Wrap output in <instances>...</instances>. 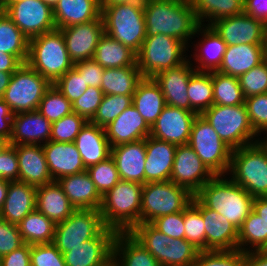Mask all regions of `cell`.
<instances>
[{
  "label": "cell",
  "mask_w": 267,
  "mask_h": 266,
  "mask_svg": "<svg viewBox=\"0 0 267 266\" xmlns=\"http://www.w3.org/2000/svg\"><path fill=\"white\" fill-rule=\"evenodd\" d=\"M143 185L120 180L102 196L100 213L105 225L116 232H129L140 224Z\"/></svg>",
  "instance_id": "cell-3"
},
{
  "label": "cell",
  "mask_w": 267,
  "mask_h": 266,
  "mask_svg": "<svg viewBox=\"0 0 267 266\" xmlns=\"http://www.w3.org/2000/svg\"><path fill=\"white\" fill-rule=\"evenodd\" d=\"M57 182L75 209H100L102 195L87 171L63 176Z\"/></svg>",
  "instance_id": "cell-28"
},
{
  "label": "cell",
  "mask_w": 267,
  "mask_h": 266,
  "mask_svg": "<svg viewBox=\"0 0 267 266\" xmlns=\"http://www.w3.org/2000/svg\"><path fill=\"white\" fill-rule=\"evenodd\" d=\"M137 65L104 69L101 90L104 95H133L142 79Z\"/></svg>",
  "instance_id": "cell-37"
},
{
  "label": "cell",
  "mask_w": 267,
  "mask_h": 266,
  "mask_svg": "<svg viewBox=\"0 0 267 266\" xmlns=\"http://www.w3.org/2000/svg\"><path fill=\"white\" fill-rule=\"evenodd\" d=\"M132 104V95H104L90 122L104 128Z\"/></svg>",
  "instance_id": "cell-46"
},
{
  "label": "cell",
  "mask_w": 267,
  "mask_h": 266,
  "mask_svg": "<svg viewBox=\"0 0 267 266\" xmlns=\"http://www.w3.org/2000/svg\"><path fill=\"white\" fill-rule=\"evenodd\" d=\"M108 266H115V265L113 264V262H111Z\"/></svg>",
  "instance_id": "cell-75"
},
{
  "label": "cell",
  "mask_w": 267,
  "mask_h": 266,
  "mask_svg": "<svg viewBox=\"0 0 267 266\" xmlns=\"http://www.w3.org/2000/svg\"><path fill=\"white\" fill-rule=\"evenodd\" d=\"M199 250L185 239H171L164 250V266H193Z\"/></svg>",
  "instance_id": "cell-48"
},
{
  "label": "cell",
  "mask_w": 267,
  "mask_h": 266,
  "mask_svg": "<svg viewBox=\"0 0 267 266\" xmlns=\"http://www.w3.org/2000/svg\"><path fill=\"white\" fill-rule=\"evenodd\" d=\"M244 13L267 26V0H244Z\"/></svg>",
  "instance_id": "cell-63"
},
{
  "label": "cell",
  "mask_w": 267,
  "mask_h": 266,
  "mask_svg": "<svg viewBox=\"0 0 267 266\" xmlns=\"http://www.w3.org/2000/svg\"><path fill=\"white\" fill-rule=\"evenodd\" d=\"M104 33L136 54L146 38L144 1L101 4Z\"/></svg>",
  "instance_id": "cell-4"
},
{
  "label": "cell",
  "mask_w": 267,
  "mask_h": 266,
  "mask_svg": "<svg viewBox=\"0 0 267 266\" xmlns=\"http://www.w3.org/2000/svg\"><path fill=\"white\" fill-rule=\"evenodd\" d=\"M134 1H144V0H101V4L130 3Z\"/></svg>",
  "instance_id": "cell-69"
},
{
  "label": "cell",
  "mask_w": 267,
  "mask_h": 266,
  "mask_svg": "<svg viewBox=\"0 0 267 266\" xmlns=\"http://www.w3.org/2000/svg\"><path fill=\"white\" fill-rule=\"evenodd\" d=\"M266 58L265 45L240 44L226 46L220 73L239 78Z\"/></svg>",
  "instance_id": "cell-31"
},
{
  "label": "cell",
  "mask_w": 267,
  "mask_h": 266,
  "mask_svg": "<svg viewBox=\"0 0 267 266\" xmlns=\"http://www.w3.org/2000/svg\"><path fill=\"white\" fill-rule=\"evenodd\" d=\"M188 48L185 43L172 36H146L136 56L137 67L142 77L153 78L161 71L185 63L189 59L186 53Z\"/></svg>",
  "instance_id": "cell-8"
},
{
  "label": "cell",
  "mask_w": 267,
  "mask_h": 266,
  "mask_svg": "<svg viewBox=\"0 0 267 266\" xmlns=\"http://www.w3.org/2000/svg\"><path fill=\"white\" fill-rule=\"evenodd\" d=\"M36 209L55 224L65 221L76 210L57 181L36 188Z\"/></svg>",
  "instance_id": "cell-33"
},
{
  "label": "cell",
  "mask_w": 267,
  "mask_h": 266,
  "mask_svg": "<svg viewBox=\"0 0 267 266\" xmlns=\"http://www.w3.org/2000/svg\"><path fill=\"white\" fill-rule=\"evenodd\" d=\"M0 178L10 182L19 181L18 157L12 145H8L0 154Z\"/></svg>",
  "instance_id": "cell-59"
},
{
  "label": "cell",
  "mask_w": 267,
  "mask_h": 266,
  "mask_svg": "<svg viewBox=\"0 0 267 266\" xmlns=\"http://www.w3.org/2000/svg\"><path fill=\"white\" fill-rule=\"evenodd\" d=\"M253 211L267 223V196L254 198Z\"/></svg>",
  "instance_id": "cell-66"
},
{
  "label": "cell",
  "mask_w": 267,
  "mask_h": 266,
  "mask_svg": "<svg viewBox=\"0 0 267 266\" xmlns=\"http://www.w3.org/2000/svg\"><path fill=\"white\" fill-rule=\"evenodd\" d=\"M41 1L54 8V6L57 4L59 0H41Z\"/></svg>",
  "instance_id": "cell-71"
},
{
  "label": "cell",
  "mask_w": 267,
  "mask_h": 266,
  "mask_svg": "<svg viewBox=\"0 0 267 266\" xmlns=\"http://www.w3.org/2000/svg\"><path fill=\"white\" fill-rule=\"evenodd\" d=\"M201 115L232 150L262 140V136L259 137L250 123L245 104L237 106L213 104Z\"/></svg>",
  "instance_id": "cell-7"
},
{
  "label": "cell",
  "mask_w": 267,
  "mask_h": 266,
  "mask_svg": "<svg viewBox=\"0 0 267 266\" xmlns=\"http://www.w3.org/2000/svg\"><path fill=\"white\" fill-rule=\"evenodd\" d=\"M262 141L267 145V134H266V137L262 138Z\"/></svg>",
  "instance_id": "cell-73"
},
{
  "label": "cell",
  "mask_w": 267,
  "mask_h": 266,
  "mask_svg": "<svg viewBox=\"0 0 267 266\" xmlns=\"http://www.w3.org/2000/svg\"><path fill=\"white\" fill-rule=\"evenodd\" d=\"M52 123L39 111L14 114L9 145H43L50 141Z\"/></svg>",
  "instance_id": "cell-20"
},
{
  "label": "cell",
  "mask_w": 267,
  "mask_h": 266,
  "mask_svg": "<svg viewBox=\"0 0 267 266\" xmlns=\"http://www.w3.org/2000/svg\"><path fill=\"white\" fill-rule=\"evenodd\" d=\"M244 266H267V251L259 250L245 253Z\"/></svg>",
  "instance_id": "cell-65"
},
{
  "label": "cell",
  "mask_w": 267,
  "mask_h": 266,
  "mask_svg": "<svg viewBox=\"0 0 267 266\" xmlns=\"http://www.w3.org/2000/svg\"><path fill=\"white\" fill-rule=\"evenodd\" d=\"M265 55H266V59H267V41H266V44H265Z\"/></svg>",
  "instance_id": "cell-74"
},
{
  "label": "cell",
  "mask_w": 267,
  "mask_h": 266,
  "mask_svg": "<svg viewBox=\"0 0 267 266\" xmlns=\"http://www.w3.org/2000/svg\"><path fill=\"white\" fill-rule=\"evenodd\" d=\"M87 121L77 113L72 112L52 123L51 141L74 142L81 128Z\"/></svg>",
  "instance_id": "cell-51"
},
{
  "label": "cell",
  "mask_w": 267,
  "mask_h": 266,
  "mask_svg": "<svg viewBox=\"0 0 267 266\" xmlns=\"http://www.w3.org/2000/svg\"><path fill=\"white\" fill-rule=\"evenodd\" d=\"M71 103L82 96L88 86L73 67L53 84Z\"/></svg>",
  "instance_id": "cell-55"
},
{
  "label": "cell",
  "mask_w": 267,
  "mask_h": 266,
  "mask_svg": "<svg viewBox=\"0 0 267 266\" xmlns=\"http://www.w3.org/2000/svg\"><path fill=\"white\" fill-rule=\"evenodd\" d=\"M36 188L20 181L10 182L4 205L0 210V218L9 223L19 224L36 209Z\"/></svg>",
  "instance_id": "cell-30"
},
{
  "label": "cell",
  "mask_w": 267,
  "mask_h": 266,
  "mask_svg": "<svg viewBox=\"0 0 267 266\" xmlns=\"http://www.w3.org/2000/svg\"><path fill=\"white\" fill-rule=\"evenodd\" d=\"M12 75L13 73H6L0 71V98L4 97L5 90L7 89L8 84L10 83Z\"/></svg>",
  "instance_id": "cell-67"
},
{
  "label": "cell",
  "mask_w": 267,
  "mask_h": 266,
  "mask_svg": "<svg viewBox=\"0 0 267 266\" xmlns=\"http://www.w3.org/2000/svg\"><path fill=\"white\" fill-rule=\"evenodd\" d=\"M227 176L253 198L267 196V145L260 140L232 150Z\"/></svg>",
  "instance_id": "cell-6"
},
{
  "label": "cell",
  "mask_w": 267,
  "mask_h": 266,
  "mask_svg": "<svg viewBox=\"0 0 267 266\" xmlns=\"http://www.w3.org/2000/svg\"><path fill=\"white\" fill-rule=\"evenodd\" d=\"M146 36H172L189 48L200 23L190 0H144ZM190 45V46H189Z\"/></svg>",
  "instance_id": "cell-1"
},
{
  "label": "cell",
  "mask_w": 267,
  "mask_h": 266,
  "mask_svg": "<svg viewBox=\"0 0 267 266\" xmlns=\"http://www.w3.org/2000/svg\"><path fill=\"white\" fill-rule=\"evenodd\" d=\"M245 105L254 131L267 134V93L245 98Z\"/></svg>",
  "instance_id": "cell-53"
},
{
  "label": "cell",
  "mask_w": 267,
  "mask_h": 266,
  "mask_svg": "<svg viewBox=\"0 0 267 266\" xmlns=\"http://www.w3.org/2000/svg\"><path fill=\"white\" fill-rule=\"evenodd\" d=\"M120 180L145 184V139L111 147Z\"/></svg>",
  "instance_id": "cell-25"
},
{
  "label": "cell",
  "mask_w": 267,
  "mask_h": 266,
  "mask_svg": "<svg viewBox=\"0 0 267 266\" xmlns=\"http://www.w3.org/2000/svg\"><path fill=\"white\" fill-rule=\"evenodd\" d=\"M31 245L24 243L19 248L0 258V266H31Z\"/></svg>",
  "instance_id": "cell-61"
},
{
  "label": "cell",
  "mask_w": 267,
  "mask_h": 266,
  "mask_svg": "<svg viewBox=\"0 0 267 266\" xmlns=\"http://www.w3.org/2000/svg\"><path fill=\"white\" fill-rule=\"evenodd\" d=\"M112 262L115 266H161L129 232L116 233Z\"/></svg>",
  "instance_id": "cell-34"
},
{
  "label": "cell",
  "mask_w": 267,
  "mask_h": 266,
  "mask_svg": "<svg viewBox=\"0 0 267 266\" xmlns=\"http://www.w3.org/2000/svg\"><path fill=\"white\" fill-rule=\"evenodd\" d=\"M215 175L188 145H178L175 151L170 181L195 195Z\"/></svg>",
  "instance_id": "cell-15"
},
{
  "label": "cell",
  "mask_w": 267,
  "mask_h": 266,
  "mask_svg": "<svg viewBox=\"0 0 267 266\" xmlns=\"http://www.w3.org/2000/svg\"><path fill=\"white\" fill-rule=\"evenodd\" d=\"M73 67L83 77L88 87H101L104 68L94 59L77 62Z\"/></svg>",
  "instance_id": "cell-60"
},
{
  "label": "cell",
  "mask_w": 267,
  "mask_h": 266,
  "mask_svg": "<svg viewBox=\"0 0 267 266\" xmlns=\"http://www.w3.org/2000/svg\"><path fill=\"white\" fill-rule=\"evenodd\" d=\"M194 195L174 182H150L143 184L140 224L152 223L156 218L184 211Z\"/></svg>",
  "instance_id": "cell-9"
},
{
  "label": "cell",
  "mask_w": 267,
  "mask_h": 266,
  "mask_svg": "<svg viewBox=\"0 0 267 266\" xmlns=\"http://www.w3.org/2000/svg\"><path fill=\"white\" fill-rule=\"evenodd\" d=\"M188 145L214 175L228 174L232 149L202 115H197L194 120Z\"/></svg>",
  "instance_id": "cell-10"
},
{
  "label": "cell",
  "mask_w": 267,
  "mask_h": 266,
  "mask_svg": "<svg viewBox=\"0 0 267 266\" xmlns=\"http://www.w3.org/2000/svg\"><path fill=\"white\" fill-rule=\"evenodd\" d=\"M238 79L245 98L267 93V59L265 58Z\"/></svg>",
  "instance_id": "cell-50"
},
{
  "label": "cell",
  "mask_w": 267,
  "mask_h": 266,
  "mask_svg": "<svg viewBox=\"0 0 267 266\" xmlns=\"http://www.w3.org/2000/svg\"><path fill=\"white\" fill-rule=\"evenodd\" d=\"M26 63L51 84L71 70L74 63L70 60L62 31L55 29L30 39Z\"/></svg>",
  "instance_id": "cell-5"
},
{
  "label": "cell",
  "mask_w": 267,
  "mask_h": 266,
  "mask_svg": "<svg viewBox=\"0 0 267 266\" xmlns=\"http://www.w3.org/2000/svg\"><path fill=\"white\" fill-rule=\"evenodd\" d=\"M201 215L204 220L206 251L237 250L238 229L217 211L201 203Z\"/></svg>",
  "instance_id": "cell-24"
},
{
  "label": "cell",
  "mask_w": 267,
  "mask_h": 266,
  "mask_svg": "<svg viewBox=\"0 0 267 266\" xmlns=\"http://www.w3.org/2000/svg\"><path fill=\"white\" fill-rule=\"evenodd\" d=\"M51 85L41 74L23 63L13 73L3 100L14 114L35 111Z\"/></svg>",
  "instance_id": "cell-11"
},
{
  "label": "cell",
  "mask_w": 267,
  "mask_h": 266,
  "mask_svg": "<svg viewBox=\"0 0 267 266\" xmlns=\"http://www.w3.org/2000/svg\"><path fill=\"white\" fill-rule=\"evenodd\" d=\"M103 96L101 88L89 86L84 94L72 103V110L86 121H91L101 104Z\"/></svg>",
  "instance_id": "cell-54"
},
{
  "label": "cell",
  "mask_w": 267,
  "mask_h": 266,
  "mask_svg": "<svg viewBox=\"0 0 267 266\" xmlns=\"http://www.w3.org/2000/svg\"><path fill=\"white\" fill-rule=\"evenodd\" d=\"M195 72V68L190 59H188L185 63L175 68L161 71L153 77L162 90L166 105L190 111L187 89L189 79Z\"/></svg>",
  "instance_id": "cell-19"
},
{
  "label": "cell",
  "mask_w": 267,
  "mask_h": 266,
  "mask_svg": "<svg viewBox=\"0 0 267 266\" xmlns=\"http://www.w3.org/2000/svg\"><path fill=\"white\" fill-rule=\"evenodd\" d=\"M29 40L0 8V52L14 55L22 64L28 58Z\"/></svg>",
  "instance_id": "cell-41"
},
{
  "label": "cell",
  "mask_w": 267,
  "mask_h": 266,
  "mask_svg": "<svg viewBox=\"0 0 267 266\" xmlns=\"http://www.w3.org/2000/svg\"><path fill=\"white\" fill-rule=\"evenodd\" d=\"M31 266H66L63 254L53 243L31 245Z\"/></svg>",
  "instance_id": "cell-56"
},
{
  "label": "cell",
  "mask_w": 267,
  "mask_h": 266,
  "mask_svg": "<svg viewBox=\"0 0 267 266\" xmlns=\"http://www.w3.org/2000/svg\"><path fill=\"white\" fill-rule=\"evenodd\" d=\"M177 145L148 136L145 139V184L170 180Z\"/></svg>",
  "instance_id": "cell-26"
},
{
  "label": "cell",
  "mask_w": 267,
  "mask_h": 266,
  "mask_svg": "<svg viewBox=\"0 0 267 266\" xmlns=\"http://www.w3.org/2000/svg\"><path fill=\"white\" fill-rule=\"evenodd\" d=\"M14 113L10 106L0 98V137L10 141Z\"/></svg>",
  "instance_id": "cell-62"
},
{
  "label": "cell",
  "mask_w": 267,
  "mask_h": 266,
  "mask_svg": "<svg viewBox=\"0 0 267 266\" xmlns=\"http://www.w3.org/2000/svg\"><path fill=\"white\" fill-rule=\"evenodd\" d=\"M53 181L87 170L74 142L48 141L42 145Z\"/></svg>",
  "instance_id": "cell-21"
},
{
  "label": "cell",
  "mask_w": 267,
  "mask_h": 266,
  "mask_svg": "<svg viewBox=\"0 0 267 266\" xmlns=\"http://www.w3.org/2000/svg\"><path fill=\"white\" fill-rule=\"evenodd\" d=\"M9 145V141L0 137V154L6 149Z\"/></svg>",
  "instance_id": "cell-70"
},
{
  "label": "cell",
  "mask_w": 267,
  "mask_h": 266,
  "mask_svg": "<svg viewBox=\"0 0 267 266\" xmlns=\"http://www.w3.org/2000/svg\"><path fill=\"white\" fill-rule=\"evenodd\" d=\"M21 65L14 55L0 52V71L14 73Z\"/></svg>",
  "instance_id": "cell-64"
},
{
  "label": "cell",
  "mask_w": 267,
  "mask_h": 266,
  "mask_svg": "<svg viewBox=\"0 0 267 266\" xmlns=\"http://www.w3.org/2000/svg\"><path fill=\"white\" fill-rule=\"evenodd\" d=\"M197 115L195 112L166 105L152 125L150 136L177 146L188 144Z\"/></svg>",
  "instance_id": "cell-16"
},
{
  "label": "cell",
  "mask_w": 267,
  "mask_h": 266,
  "mask_svg": "<svg viewBox=\"0 0 267 266\" xmlns=\"http://www.w3.org/2000/svg\"><path fill=\"white\" fill-rule=\"evenodd\" d=\"M266 248L267 223L252 210L238 229L237 250L247 253L266 250Z\"/></svg>",
  "instance_id": "cell-39"
},
{
  "label": "cell",
  "mask_w": 267,
  "mask_h": 266,
  "mask_svg": "<svg viewBox=\"0 0 267 266\" xmlns=\"http://www.w3.org/2000/svg\"><path fill=\"white\" fill-rule=\"evenodd\" d=\"M0 8L28 40L56 29L53 8L41 0L6 1Z\"/></svg>",
  "instance_id": "cell-13"
},
{
  "label": "cell",
  "mask_w": 267,
  "mask_h": 266,
  "mask_svg": "<svg viewBox=\"0 0 267 266\" xmlns=\"http://www.w3.org/2000/svg\"><path fill=\"white\" fill-rule=\"evenodd\" d=\"M204 220L201 215V202L194 196L184 210V239L199 251H206Z\"/></svg>",
  "instance_id": "cell-45"
},
{
  "label": "cell",
  "mask_w": 267,
  "mask_h": 266,
  "mask_svg": "<svg viewBox=\"0 0 267 266\" xmlns=\"http://www.w3.org/2000/svg\"><path fill=\"white\" fill-rule=\"evenodd\" d=\"M86 171L102 196L120 181L116 163L111 156L98 164L89 166Z\"/></svg>",
  "instance_id": "cell-49"
},
{
  "label": "cell",
  "mask_w": 267,
  "mask_h": 266,
  "mask_svg": "<svg viewBox=\"0 0 267 266\" xmlns=\"http://www.w3.org/2000/svg\"><path fill=\"white\" fill-rule=\"evenodd\" d=\"M194 196L205 207L222 214L237 229L253 210L254 198L227 175H215Z\"/></svg>",
  "instance_id": "cell-2"
},
{
  "label": "cell",
  "mask_w": 267,
  "mask_h": 266,
  "mask_svg": "<svg viewBox=\"0 0 267 266\" xmlns=\"http://www.w3.org/2000/svg\"><path fill=\"white\" fill-rule=\"evenodd\" d=\"M151 224L172 239H184V211L161 216Z\"/></svg>",
  "instance_id": "cell-57"
},
{
  "label": "cell",
  "mask_w": 267,
  "mask_h": 266,
  "mask_svg": "<svg viewBox=\"0 0 267 266\" xmlns=\"http://www.w3.org/2000/svg\"><path fill=\"white\" fill-rule=\"evenodd\" d=\"M132 101L134 107L150 127L166 106L162 90L154 78L143 77L138 82L132 95Z\"/></svg>",
  "instance_id": "cell-35"
},
{
  "label": "cell",
  "mask_w": 267,
  "mask_h": 266,
  "mask_svg": "<svg viewBox=\"0 0 267 266\" xmlns=\"http://www.w3.org/2000/svg\"><path fill=\"white\" fill-rule=\"evenodd\" d=\"M70 60L75 64L92 59L100 37L104 34L102 16L98 19L60 29Z\"/></svg>",
  "instance_id": "cell-17"
},
{
  "label": "cell",
  "mask_w": 267,
  "mask_h": 266,
  "mask_svg": "<svg viewBox=\"0 0 267 266\" xmlns=\"http://www.w3.org/2000/svg\"><path fill=\"white\" fill-rule=\"evenodd\" d=\"M19 181L33 186L53 182L42 145H16Z\"/></svg>",
  "instance_id": "cell-27"
},
{
  "label": "cell",
  "mask_w": 267,
  "mask_h": 266,
  "mask_svg": "<svg viewBox=\"0 0 267 266\" xmlns=\"http://www.w3.org/2000/svg\"><path fill=\"white\" fill-rule=\"evenodd\" d=\"M106 228L100 210L76 209L65 221L56 224L53 244L64 254L98 237Z\"/></svg>",
  "instance_id": "cell-12"
},
{
  "label": "cell",
  "mask_w": 267,
  "mask_h": 266,
  "mask_svg": "<svg viewBox=\"0 0 267 266\" xmlns=\"http://www.w3.org/2000/svg\"><path fill=\"white\" fill-rule=\"evenodd\" d=\"M116 231L107 227L98 237L89 239L63 254L66 266H108L112 262Z\"/></svg>",
  "instance_id": "cell-18"
},
{
  "label": "cell",
  "mask_w": 267,
  "mask_h": 266,
  "mask_svg": "<svg viewBox=\"0 0 267 266\" xmlns=\"http://www.w3.org/2000/svg\"><path fill=\"white\" fill-rule=\"evenodd\" d=\"M210 26L227 46L265 45L267 41V26L245 13L216 20Z\"/></svg>",
  "instance_id": "cell-14"
},
{
  "label": "cell",
  "mask_w": 267,
  "mask_h": 266,
  "mask_svg": "<svg viewBox=\"0 0 267 266\" xmlns=\"http://www.w3.org/2000/svg\"><path fill=\"white\" fill-rule=\"evenodd\" d=\"M136 56L137 54L129 47L104 33L98 41L92 59L99 63L104 69L123 68L137 65Z\"/></svg>",
  "instance_id": "cell-36"
},
{
  "label": "cell",
  "mask_w": 267,
  "mask_h": 266,
  "mask_svg": "<svg viewBox=\"0 0 267 266\" xmlns=\"http://www.w3.org/2000/svg\"><path fill=\"white\" fill-rule=\"evenodd\" d=\"M6 1H21V0H0V7H1Z\"/></svg>",
  "instance_id": "cell-72"
},
{
  "label": "cell",
  "mask_w": 267,
  "mask_h": 266,
  "mask_svg": "<svg viewBox=\"0 0 267 266\" xmlns=\"http://www.w3.org/2000/svg\"><path fill=\"white\" fill-rule=\"evenodd\" d=\"M245 253L231 251H199L193 266H244Z\"/></svg>",
  "instance_id": "cell-52"
},
{
  "label": "cell",
  "mask_w": 267,
  "mask_h": 266,
  "mask_svg": "<svg viewBox=\"0 0 267 266\" xmlns=\"http://www.w3.org/2000/svg\"><path fill=\"white\" fill-rule=\"evenodd\" d=\"M129 233L150 252L161 266H164V250L169 245L171 237L160 232L151 223L137 224Z\"/></svg>",
  "instance_id": "cell-44"
},
{
  "label": "cell",
  "mask_w": 267,
  "mask_h": 266,
  "mask_svg": "<svg viewBox=\"0 0 267 266\" xmlns=\"http://www.w3.org/2000/svg\"><path fill=\"white\" fill-rule=\"evenodd\" d=\"M24 244L18 225L0 218V258Z\"/></svg>",
  "instance_id": "cell-58"
},
{
  "label": "cell",
  "mask_w": 267,
  "mask_h": 266,
  "mask_svg": "<svg viewBox=\"0 0 267 266\" xmlns=\"http://www.w3.org/2000/svg\"><path fill=\"white\" fill-rule=\"evenodd\" d=\"M86 168L111 156V147L105 130L87 121L74 140Z\"/></svg>",
  "instance_id": "cell-29"
},
{
  "label": "cell",
  "mask_w": 267,
  "mask_h": 266,
  "mask_svg": "<svg viewBox=\"0 0 267 266\" xmlns=\"http://www.w3.org/2000/svg\"><path fill=\"white\" fill-rule=\"evenodd\" d=\"M195 34L200 35L201 40L193 44L195 52L189 58L191 60L193 56L195 61H191V64H198L193 65L197 72L217 71L222 64L226 43L210 25L200 24Z\"/></svg>",
  "instance_id": "cell-23"
},
{
  "label": "cell",
  "mask_w": 267,
  "mask_h": 266,
  "mask_svg": "<svg viewBox=\"0 0 267 266\" xmlns=\"http://www.w3.org/2000/svg\"><path fill=\"white\" fill-rule=\"evenodd\" d=\"M18 225L24 243L29 245L53 243L56 224L37 209Z\"/></svg>",
  "instance_id": "cell-38"
},
{
  "label": "cell",
  "mask_w": 267,
  "mask_h": 266,
  "mask_svg": "<svg viewBox=\"0 0 267 266\" xmlns=\"http://www.w3.org/2000/svg\"><path fill=\"white\" fill-rule=\"evenodd\" d=\"M37 111L51 123L73 112L72 103L53 84L45 92Z\"/></svg>",
  "instance_id": "cell-47"
},
{
  "label": "cell",
  "mask_w": 267,
  "mask_h": 266,
  "mask_svg": "<svg viewBox=\"0 0 267 266\" xmlns=\"http://www.w3.org/2000/svg\"><path fill=\"white\" fill-rule=\"evenodd\" d=\"M200 24L244 13V0H190Z\"/></svg>",
  "instance_id": "cell-40"
},
{
  "label": "cell",
  "mask_w": 267,
  "mask_h": 266,
  "mask_svg": "<svg viewBox=\"0 0 267 266\" xmlns=\"http://www.w3.org/2000/svg\"><path fill=\"white\" fill-rule=\"evenodd\" d=\"M9 183H10V181L3 180L0 178V210L2 209V207L4 205L6 195H7V190L9 187Z\"/></svg>",
  "instance_id": "cell-68"
},
{
  "label": "cell",
  "mask_w": 267,
  "mask_h": 266,
  "mask_svg": "<svg viewBox=\"0 0 267 266\" xmlns=\"http://www.w3.org/2000/svg\"><path fill=\"white\" fill-rule=\"evenodd\" d=\"M188 97L190 111L201 115L213 105V86L211 72H195L189 79Z\"/></svg>",
  "instance_id": "cell-42"
},
{
  "label": "cell",
  "mask_w": 267,
  "mask_h": 266,
  "mask_svg": "<svg viewBox=\"0 0 267 266\" xmlns=\"http://www.w3.org/2000/svg\"><path fill=\"white\" fill-rule=\"evenodd\" d=\"M213 104L237 106L245 104L239 79L218 71H212Z\"/></svg>",
  "instance_id": "cell-43"
},
{
  "label": "cell",
  "mask_w": 267,
  "mask_h": 266,
  "mask_svg": "<svg viewBox=\"0 0 267 266\" xmlns=\"http://www.w3.org/2000/svg\"><path fill=\"white\" fill-rule=\"evenodd\" d=\"M110 147L146 139L151 127L134 105L125 109L114 121L104 127Z\"/></svg>",
  "instance_id": "cell-22"
},
{
  "label": "cell",
  "mask_w": 267,
  "mask_h": 266,
  "mask_svg": "<svg viewBox=\"0 0 267 266\" xmlns=\"http://www.w3.org/2000/svg\"><path fill=\"white\" fill-rule=\"evenodd\" d=\"M53 15L56 29L87 23L101 16V0H59Z\"/></svg>",
  "instance_id": "cell-32"
}]
</instances>
